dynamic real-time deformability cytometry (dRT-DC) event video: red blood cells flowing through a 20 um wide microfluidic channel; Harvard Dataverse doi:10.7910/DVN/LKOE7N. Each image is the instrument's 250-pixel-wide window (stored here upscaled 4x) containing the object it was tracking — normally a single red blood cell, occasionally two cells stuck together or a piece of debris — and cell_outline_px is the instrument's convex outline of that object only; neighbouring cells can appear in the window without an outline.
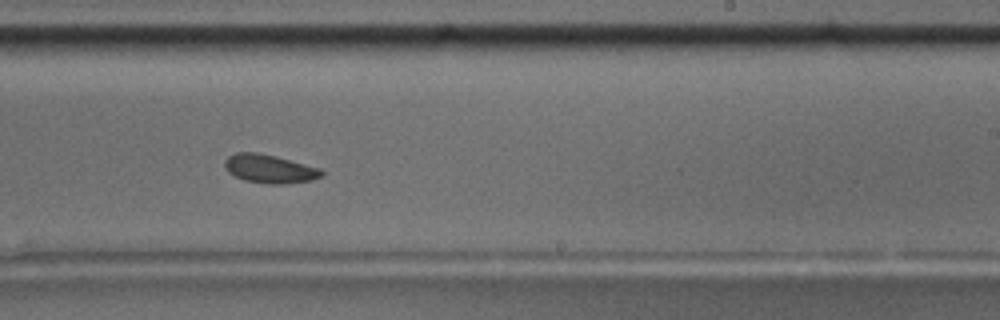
{"species": "common noctule bat (a hibernating species)", "species_latin": "Nyctalus noctula", "temperature_condition": "room temperature", "stored_images_in_passage": 38, "camera_frame_rate_fps": 3000, "um_per_image_px": 0.085, "animal": {"sex": "male", "body_mass_g": 17.5, "forearm_length_mm": 52.3}, "frame": {"image": 1, "passage_image": 17, "time_ms": 5.333, "image_size_px": [1000, 320], "cell_outline_px": [[324, 176], [312, 180], [284, 184], [268, 184], [244, 180], [228, 172], [224, 168], [224, 160], [228, 156], [236, 152], [256, 152], [276, 156], [320, 168], [324, 172]], "centroid_in_image_um": [22.91, 14.35], "position_along_channel_um": 266.1, "area_um2": 16.24}}
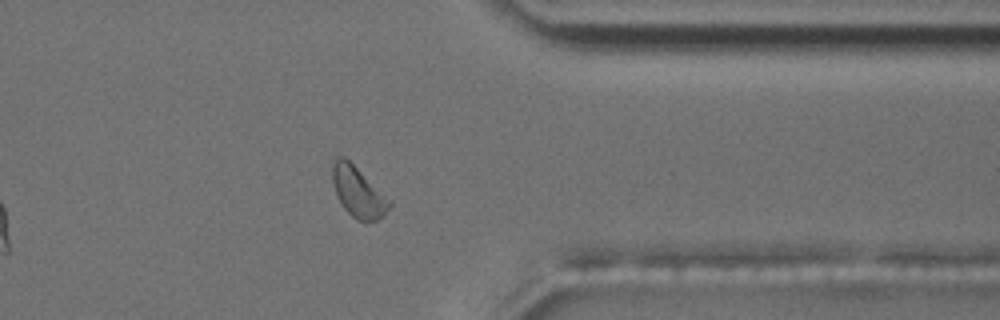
{"frame": {"image": 2, "passage_image": 27, "time_ms": 8.667, "image_size_px": [1000, 320], "cell_outline_px": [[392, 204], [384, 216], [376, 220], [364, 224], [356, 220], [344, 208], [336, 192], [332, 180], [332, 164], [336, 156], [344, 156], [392, 200]], "centroid_in_image_um": [30.47, 16.34], "position_along_channel_um": 380.9, "area_um2": 16.94}, "authors_computed_cell_mechanics": {"area_um2": 16.2129, "velocity_mm_per_s": 3.6858, "shape_relaxation_time_tau1_ms": 4.2964, "shape_relaxation_time_tau2_ms": null, "deformation_change_tau1": 0.0837, "deformation_change_tau2": null}}